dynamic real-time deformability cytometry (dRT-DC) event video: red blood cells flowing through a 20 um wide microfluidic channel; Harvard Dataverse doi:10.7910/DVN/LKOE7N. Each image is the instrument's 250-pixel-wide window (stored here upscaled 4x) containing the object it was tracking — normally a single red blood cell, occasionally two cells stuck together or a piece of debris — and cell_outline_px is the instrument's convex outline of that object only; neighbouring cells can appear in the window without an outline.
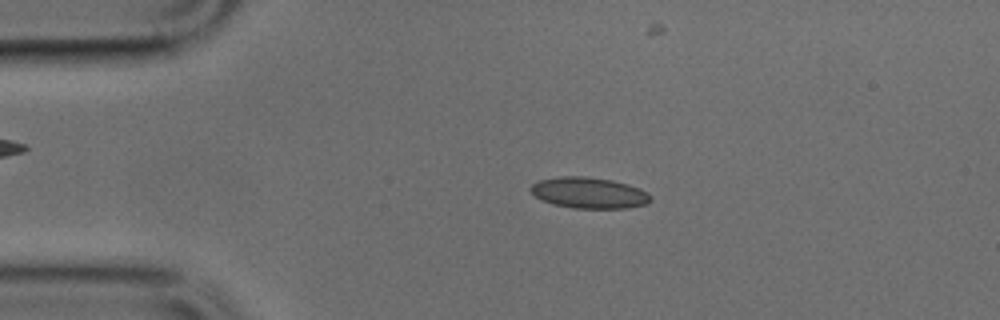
{"species": "common noctule bat (a hibernating species)", "species_latin": "Nyctalus noctula", "temperature_condition": "cold", "stored_images_in_passage": 49, "camera_frame_rate_fps": 3000, "um_per_image_px": 0.085, "animal": {"sex": "male", "body_mass_g": 17.9, "forearm_length_mm": 54.2}, "frame": {"image": 1, "passage_image": 9, "time_ms": 2.667, "image_size_px": [1000, 320], "cell_outline_px": [[652, 200], [648, 204], [628, 208], [572, 208], [552, 204], [536, 196], [528, 188], [532, 184], [540, 180], [560, 176], [584, 176], [612, 180], [628, 184], [640, 188], [648, 192], [652, 196]], "centroid_in_image_um": [50.11, 16.39], "position_along_channel_um": 34.9, "area_um2": 21.85}}
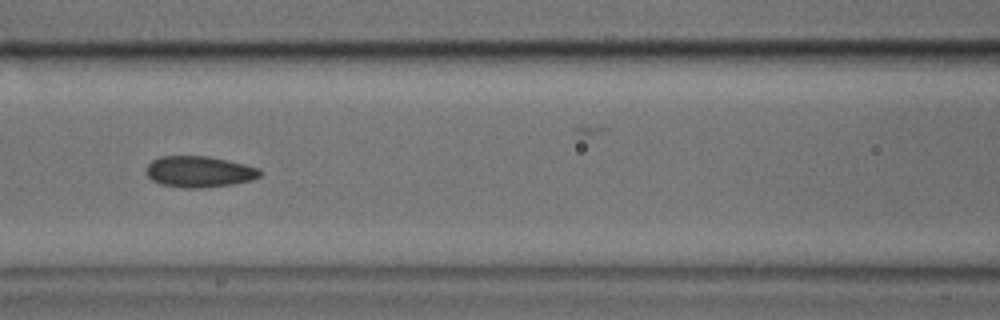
{"frame": {"image": 2, "passage_image": 20, "time_ms": 6.333, "image_size_px": [1000, 320], "cell_outline_px": [[260, 176], [252, 180], [232, 184], [200, 188], [184, 188], [160, 184], [152, 180], [148, 176], [148, 164], [152, 160], [160, 156], [208, 156], [228, 160], [260, 168]], "centroid_in_image_um": [16.94, 14.59], "position_along_channel_um": 149.7, "area_um2": 20.58}}
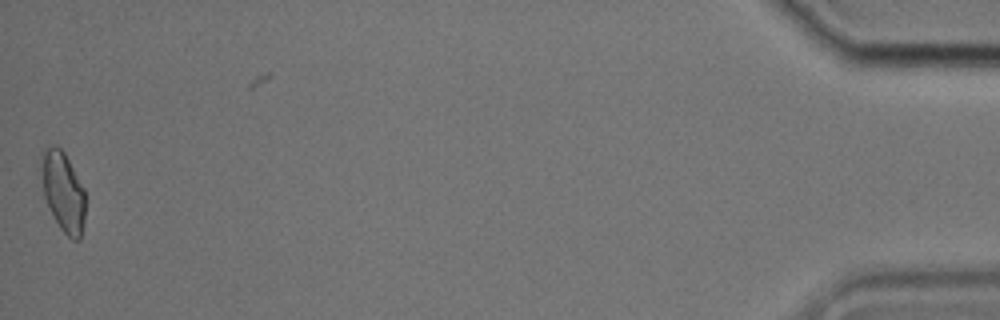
{"frame": {"image": 3, "passage_image": 48, "time_ms": 15.667, "image_size_px": [1000, 320], "cell_outline_px": [[84, 220], [80, 240], [72, 240], [60, 228], [44, 196], [40, 156], [40, 152], [48, 144], [56, 144], [64, 152], [84, 188]], "centroid_in_image_um": [5.35, 16.22], "position_along_channel_um": 429.9, "area_um2": 20.4}}